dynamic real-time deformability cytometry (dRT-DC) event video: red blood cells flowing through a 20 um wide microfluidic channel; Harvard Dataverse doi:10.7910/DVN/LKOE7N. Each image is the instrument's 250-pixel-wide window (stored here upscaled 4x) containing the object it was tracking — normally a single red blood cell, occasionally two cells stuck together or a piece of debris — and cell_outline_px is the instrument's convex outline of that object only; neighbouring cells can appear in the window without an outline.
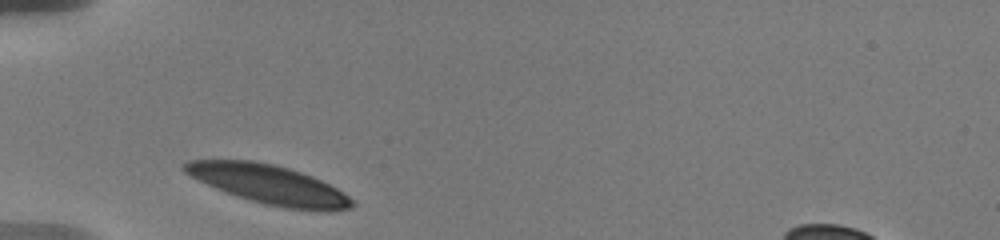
{"species": "human", "species_latin": "Homo sapiens", "temperature_condition": "warm", "stored_images_in_passage": 4, "camera_frame_rate_fps": 3000, "um_per_image_px": 0.085, "donor": {"sex": "male"}, "frame": {"image": 1, "passage_image": 1, "time_ms": 0.0, "image_size_px": [1000, 240], "cell_outline_px": [[356, 204], [352, 208], [284, 208], [264, 204], [224, 192], [184, 172], [180, 168], [180, 164], [188, 160], [252, 160], [272, 164], [288, 168], [312, 176], [336, 188], [348, 196]], "centroid_in_image_um": [22.74, 15.63], "position_along_channel_um": 62.3, "area_um2": 37.11}}
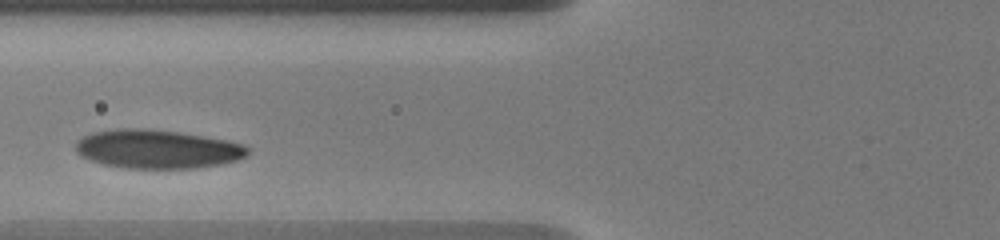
{"frame": {"image": 2, "passage_image": 3, "time_ms": 1.667, "image_size_px": [1000, 240], "cell_outline_px": [[248, 156], [236, 160], [220, 164], [196, 168], [124, 168], [104, 164], [80, 156], [76, 152], [76, 140], [92, 132], [112, 128], [144, 128], [180, 132], [228, 140], [244, 144], [248, 148]], "centroid_in_image_um": [13.36, 12.66], "position_along_channel_um": 112.4, "area_um2": 39.07}}